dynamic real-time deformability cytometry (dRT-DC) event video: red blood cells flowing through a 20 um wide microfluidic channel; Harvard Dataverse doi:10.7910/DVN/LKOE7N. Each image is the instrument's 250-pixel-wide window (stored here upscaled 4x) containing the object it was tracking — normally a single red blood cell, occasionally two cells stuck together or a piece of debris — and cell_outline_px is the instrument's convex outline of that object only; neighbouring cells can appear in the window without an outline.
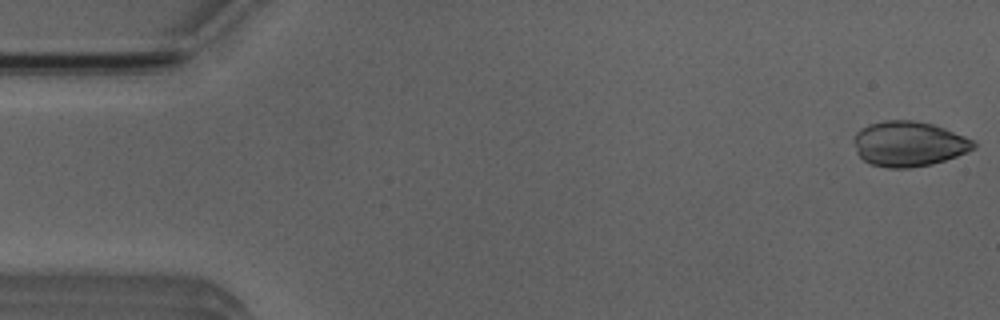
{"species": "Egyptian fruit bat (a non-hibernating species)", "species_latin": "Rousettus aegyptiacus", "temperature_condition": "room temperature", "stored_images_in_passage": 4, "camera_frame_rate_fps": 3000, "um_per_image_px": 0.085, "animal": {"sex": "male"}, "frame": {"image": 1, "passage_image": 1, "time_ms": 0.0, "image_size_px": [1000, 320], "cell_outline_px": [[976, 148], [968, 152], [932, 164], [908, 168], [888, 168], [872, 164], [864, 160], [856, 152], [852, 140], [856, 132], [860, 128], [868, 124], [884, 120], [912, 120], [932, 124], [944, 128], [976, 140]], "centroid_in_image_um": [77.24, 12.22], "position_along_channel_um": 7.8, "area_um2": 31.73}}
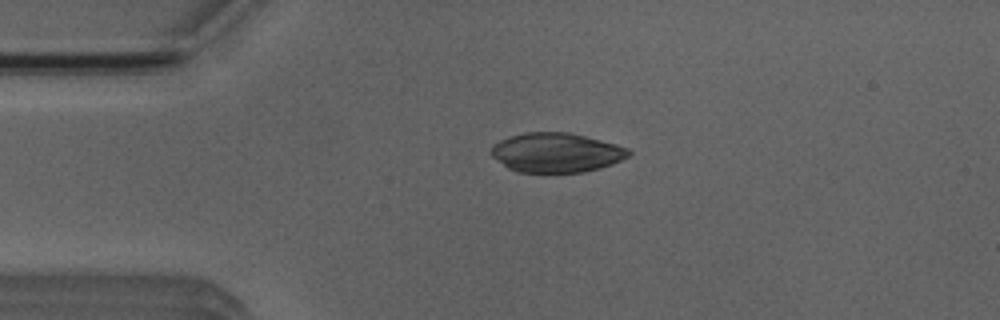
{"frame": {"image": 2, "passage_image": 3, "time_ms": 3.333, "image_size_px": [1000, 320], "cell_outline_px": [[632, 152], [628, 156], [612, 164], [600, 168], [584, 172], [516, 172], [508, 168], [492, 156], [488, 152], [492, 144], [508, 136], [524, 132], [568, 132], [616, 144], [628, 148]], "centroid_in_image_um": [47.24, 12.96], "position_along_channel_um": 37.8, "area_um2": 31.73}}